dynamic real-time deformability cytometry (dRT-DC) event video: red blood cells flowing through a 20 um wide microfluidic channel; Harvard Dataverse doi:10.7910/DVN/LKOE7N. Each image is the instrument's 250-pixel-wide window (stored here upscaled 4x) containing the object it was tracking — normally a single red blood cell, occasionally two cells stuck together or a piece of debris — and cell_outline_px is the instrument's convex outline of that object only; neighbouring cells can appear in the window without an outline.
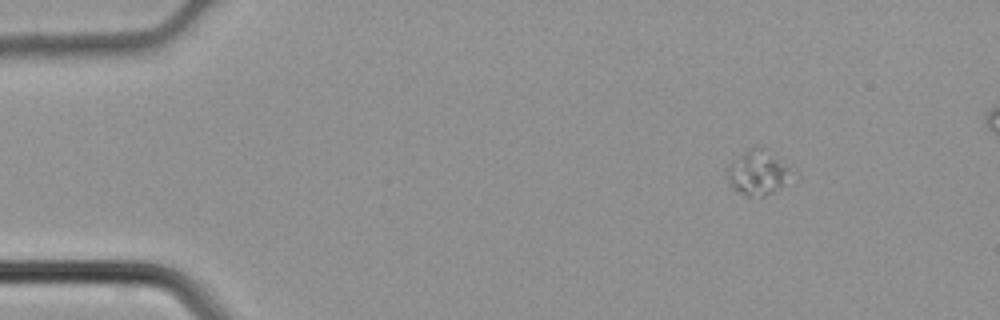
{"species": "common noctule bat (a hibernating species)", "species_latin": "Nyctalus noctula", "temperature_condition": "cold", "stored_images_in_passage": 41, "camera_frame_rate_fps": 3000, "um_per_image_px": 0.085, "animal": {"sex": "male", "body_mass_g": 21.5, "forearm_length_mm": 52.0}, "frame": {"image": 1, "passage_image": 1, "time_ms": 0.0, "image_size_px": [1000, 320], "cell_outline_px": [[800, 180], [792, 184], [764, 196], [748, 196], [736, 192], [732, 188], [728, 180], [724, 168], [732, 160], [748, 148], [764, 148], [800, 172]], "centroid_in_image_um": [64.57, 14.71], "position_along_channel_um": 20.4, "area_um2": 18.26}}
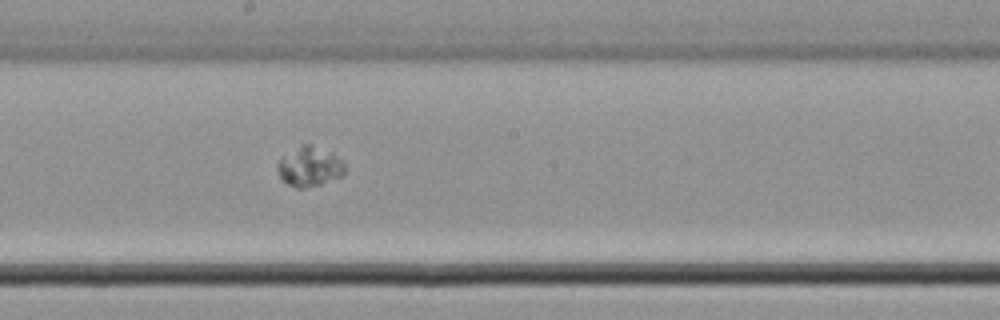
{"frame": {"image": 2, "passage_image": 20, "time_ms": 6.333, "image_size_px": [1000, 320], "cell_outline_px": [[344, 172], [340, 176], [320, 184], [300, 188], [296, 188], [288, 184], [280, 176], [276, 168], [276, 164], [284, 156], [300, 144], [308, 144], [332, 152], [344, 160]], "centroid_in_image_um": [26.31, 14.14], "position_along_channel_um": 221.9, "area_um2": 15.37}}
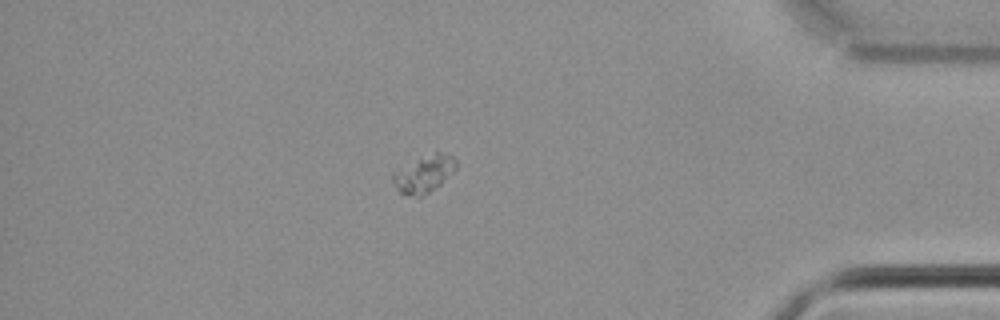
{"frame": {"image": 3, "passage_image": 34, "time_ms": 11.0, "image_size_px": [1000, 320], "cell_outline_px": [[456, 168], [440, 184], [428, 192], [420, 196], [400, 192], [396, 188], [392, 180], [392, 172], [436, 152], [440, 152], [452, 156], [456, 160]], "centroid_in_image_um": [36.04, 14.79], "position_along_channel_um": 399.2, "area_um2": 12.89}}